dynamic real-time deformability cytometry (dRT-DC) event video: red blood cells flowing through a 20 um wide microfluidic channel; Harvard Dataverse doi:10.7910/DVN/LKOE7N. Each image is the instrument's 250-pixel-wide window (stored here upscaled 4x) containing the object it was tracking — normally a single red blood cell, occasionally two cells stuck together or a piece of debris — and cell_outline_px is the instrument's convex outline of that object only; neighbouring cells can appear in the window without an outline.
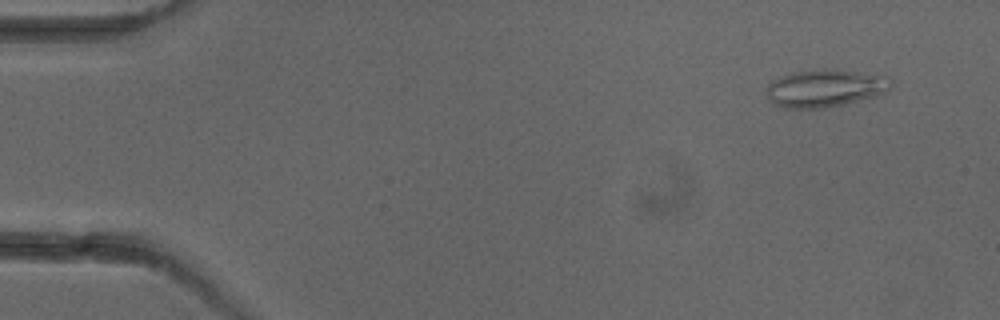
{"species": "common noctule bat (a hibernating species)", "species_latin": "Nyctalus noctula", "temperature_condition": "cold", "stored_images_in_passage": 4, "camera_frame_rate_fps": 3000, "um_per_image_px": 0.085, "animal": {"sex": "female"}, "frame": {"image": 1, "passage_image": 1, "time_ms": 0.0, "image_size_px": [1000, 320], "cell_outline_px": [[892, 84], [884, 92], [876, 96], [844, 104], [824, 108], [784, 108], [772, 104], [764, 88], [772, 80], [780, 76], [792, 72], [824, 68], [828, 68], [864, 72], [888, 76], [892, 80]], "centroid_in_image_um": [70.11, 7.48], "position_along_channel_um": 14.9, "area_um2": 27.69}}